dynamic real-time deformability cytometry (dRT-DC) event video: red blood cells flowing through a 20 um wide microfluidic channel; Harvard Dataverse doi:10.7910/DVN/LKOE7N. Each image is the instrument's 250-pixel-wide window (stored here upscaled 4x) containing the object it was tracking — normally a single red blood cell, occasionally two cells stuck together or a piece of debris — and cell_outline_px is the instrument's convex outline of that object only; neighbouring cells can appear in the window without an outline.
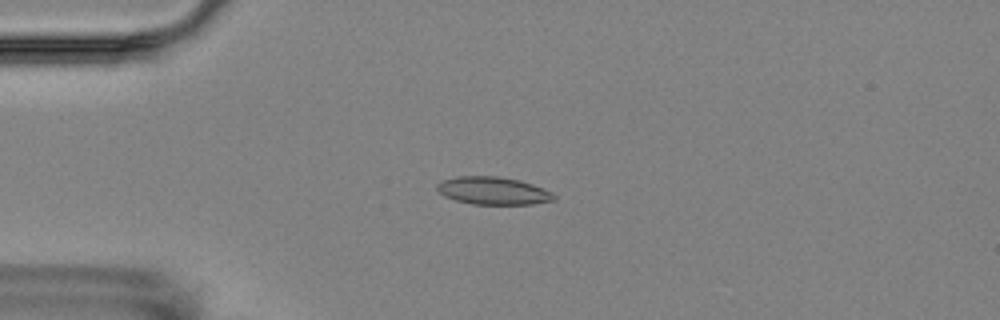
{"species": "Egyptian fruit bat (a non-hibernating species)", "species_latin": "Rousettus aegyptiacus", "temperature_condition": "room temperature", "stored_images_in_passage": 5, "camera_frame_rate_fps": 3000, "um_per_image_px": 0.085, "animal": {"sex": "female"}, "frame": {"image": 1, "passage_image": 4, "time_ms": 3.667, "image_size_px": [1000, 320], "cell_outline_px": [[556, 200], [532, 204], [472, 204], [456, 200], [444, 196], [436, 188], [436, 184], [444, 180], [456, 176], [500, 176], [520, 180], [532, 184], [552, 192], [556, 196]], "centroid_in_image_um": [41.93, 16.21], "position_along_channel_um": 43.1, "area_um2": 18.9}}